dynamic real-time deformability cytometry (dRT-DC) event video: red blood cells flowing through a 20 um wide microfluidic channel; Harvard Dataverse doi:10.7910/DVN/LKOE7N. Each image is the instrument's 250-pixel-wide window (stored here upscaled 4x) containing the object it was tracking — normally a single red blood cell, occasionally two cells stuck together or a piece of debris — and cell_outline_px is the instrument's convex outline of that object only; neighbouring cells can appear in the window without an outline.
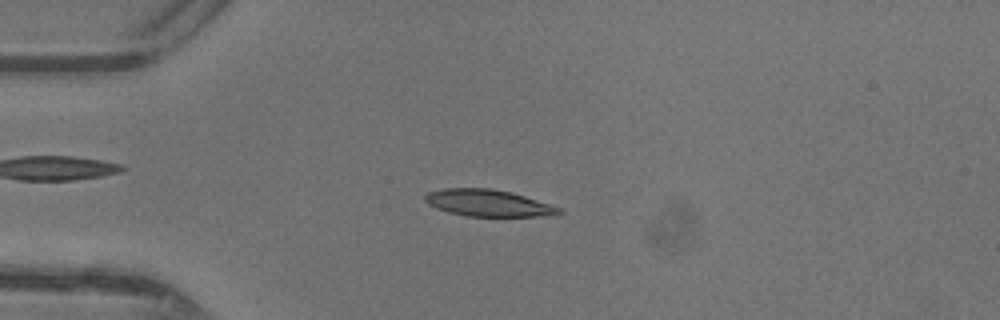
{"species": "common noctule bat (a hibernating species)", "species_latin": "Nyctalus noctula", "temperature_condition": "warm", "stored_images_in_passage": 41, "camera_frame_rate_fps": 3000, "um_per_image_px": 0.085, "animal": {"sex": "female"}, "frame": {"image": 1, "passage_image": 11, "time_ms": 3.333, "image_size_px": [1000, 320], "cell_outline_px": [[564, 212], [556, 216], [468, 216], [448, 212], [436, 208], [428, 204], [424, 200], [424, 196], [428, 192], [444, 188], [492, 188], [512, 192], [560, 208]], "centroid_in_image_um": [41.49, 17.26], "position_along_channel_um": 43.5, "area_um2": 20.92}}
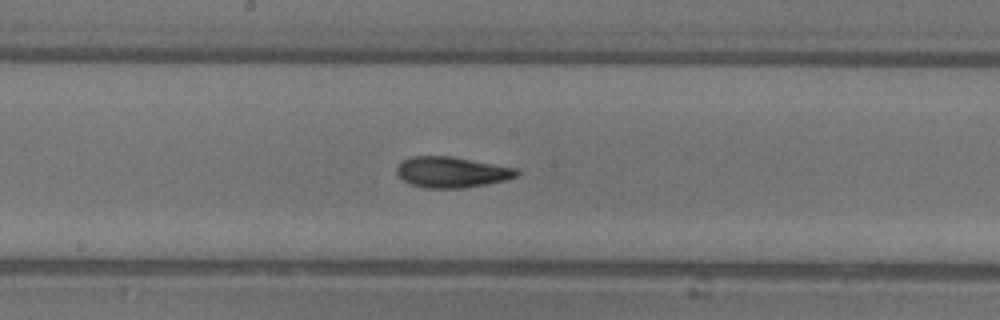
{"frame": {"image": 2, "passage_image": 24, "time_ms": 7.667, "image_size_px": [1000, 320], "cell_outline_px": [[520, 172], [516, 176], [508, 180], [464, 188], [424, 188], [412, 184], [404, 180], [396, 172], [396, 168], [400, 160], [412, 156], [452, 156], [516, 168]], "centroid_in_image_um": [38.39, 14.63], "position_along_channel_um": 209.8, "area_um2": 21.62}}
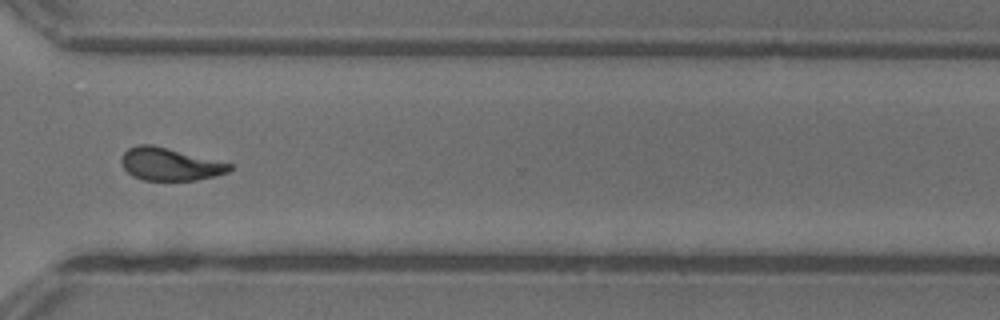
{"frame": {"image": 3, "passage_image": 34, "time_ms": 11.0, "image_size_px": [1000, 320], "cell_outline_px": [[232, 168], [228, 172], [196, 180], [144, 180], [132, 176], [124, 168], [120, 160], [124, 152], [128, 148], [140, 144], [152, 144], [232, 164]], "centroid_in_image_um": [14.4, 13.95], "position_along_channel_um": 356.2, "area_um2": 20.35}, "authors_computed_cell_mechanics": {"area_um2": 21.097, "velocity_mm_per_s": 4.3999, "shape_relaxation_time_tau1_ms": 5.7045, "shape_relaxation_time_tau2_ms": 2.5307, "deformation_change_tau1": 0.2009, "deformation_change_tau2": 0.1049}}